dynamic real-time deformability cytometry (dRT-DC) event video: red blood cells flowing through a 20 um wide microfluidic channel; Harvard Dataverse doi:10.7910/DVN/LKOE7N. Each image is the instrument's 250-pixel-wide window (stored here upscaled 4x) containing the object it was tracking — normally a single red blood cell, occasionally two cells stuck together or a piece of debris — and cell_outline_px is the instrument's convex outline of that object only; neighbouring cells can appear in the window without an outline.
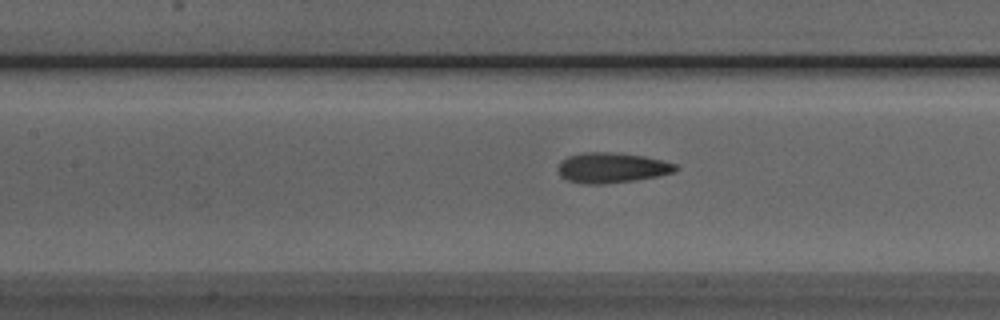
{"species": "Egyptian fruit bat (a non-hibernating species)", "species_latin": "Rousettus aegyptiacus", "temperature_condition": "room temperature", "stored_images_in_passage": 13, "camera_frame_rate_fps": 3000, "um_per_image_px": 0.085, "animal": {"sex": "male"}, "frame": {"image": 1, "passage_image": 10, "time_ms": 3.0, "image_size_px": [1000, 320], "cell_outline_px": [[680, 168], [676, 172], [636, 180], [604, 184], [584, 184], [568, 180], [560, 176], [556, 168], [560, 160], [568, 156], [584, 152], [616, 152], [644, 156], [676, 164]], "centroid_in_image_um": [51.98, 14.25], "position_along_channel_um": 155.4, "area_um2": 20.98}}